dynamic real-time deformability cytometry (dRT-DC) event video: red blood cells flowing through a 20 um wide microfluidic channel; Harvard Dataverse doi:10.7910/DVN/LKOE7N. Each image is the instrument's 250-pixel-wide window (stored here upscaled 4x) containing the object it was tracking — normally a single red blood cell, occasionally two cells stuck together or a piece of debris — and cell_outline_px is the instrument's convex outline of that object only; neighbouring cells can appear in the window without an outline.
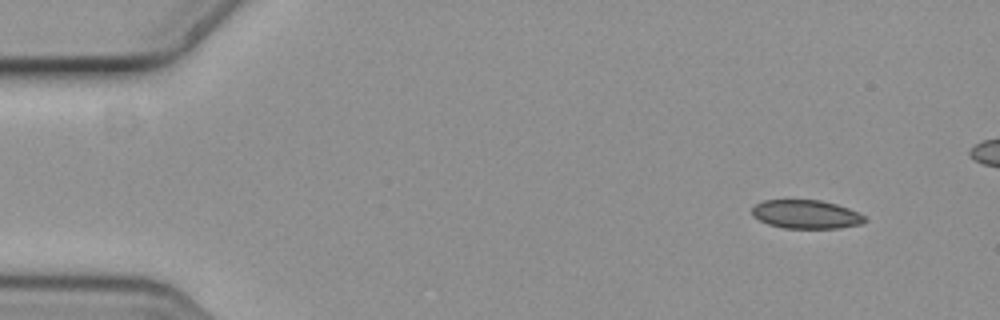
{"species": "common noctule bat (a hibernating species)", "species_latin": "Nyctalus noctula", "temperature_condition": "cold", "stored_images_in_passage": 9, "camera_frame_rate_fps": 3000, "um_per_image_px": 0.085, "animal": {"sex": "female", "body_mass_g": 19.3, "forearm_length_mm": 54.1}, "frame": {"image": 1, "passage_image": 1, "time_ms": 0.0, "image_size_px": [1000, 320], "cell_outline_px": [[868, 220], [864, 224], [840, 228], [784, 228], [768, 224], [752, 216], [752, 208], [756, 204], [764, 200], [820, 200], [836, 204], [848, 208], [864, 216]], "centroid_in_image_um": [68.53, 18.22], "position_along_channel_um": 16.5, "area_um2": 18.84}}
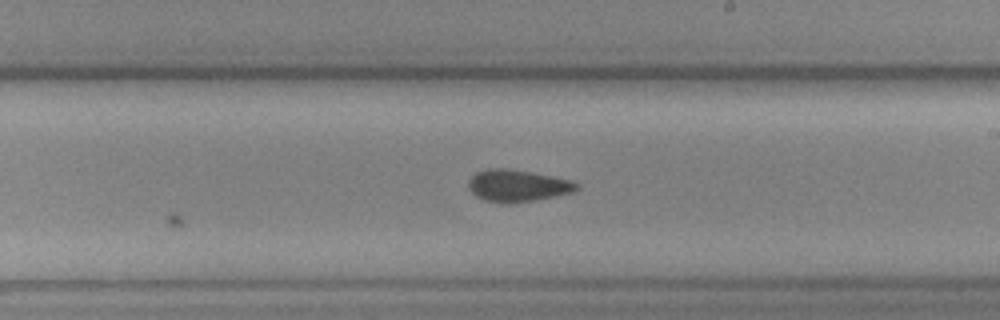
{"frame": {"image": 2, "passage_image": 9, "time_ms": 2.667, "image_size_px": [1000, 320], "cell_outline_px": [[580, 188], [572, 192], [536, 200], [508, 204], [500, 204], [484, 200], [476, 196], [468, 188], [468, 180], [476, 172], [488, 168], [508, 168], [552, 176], [572, 180], [580, 184]], "centroid_in_image_um": [43.98, 15.79], "position_along_channel_um": 245.0, "area_um2": 20.4}}